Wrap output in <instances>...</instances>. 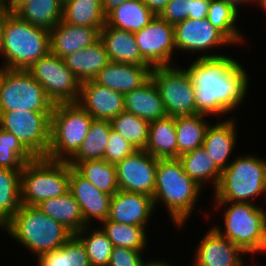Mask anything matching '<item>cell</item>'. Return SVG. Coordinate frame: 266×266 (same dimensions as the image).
<instances>
[{
  "instance_id": "cell-1",
  "label": "cell",
  "mask_w": 266,
  "mask_h": 266,
  "mask_svg": "<svg viewBox=\"0 0 266 266\" xmlns=\"http://www.w3.org/2000/svg\"><path fill=\"white\" fill-rule=\"evenodd\" d=\"M241 64L229 54L220 58L196 57L189 63L186 68L196 89L197 114L222 119L244 104L250 80Z\"/></svg>"
},
{
  "instance_id": "cell-2",
  "label": "cell",
  "mask_w": 266,
  "mask_h": 266,
  "mask_svg": "<svg viewBox=\"0 0 266 266\" xmlns=\"http://www.w3.org/2000/svg\"><path fill=\"white\" fill-rule=\"evenodd\" d=\"M203 190L186 174L178 158L158 159L152 196L155 209L163 203L171 223L180 231L193 215Z\"/></svg>"
},
{
  "instance_id": "cell-3",
  "label": "cell",
  "mask_w": 266,
  "mask_h": 266,
  "mask_svg": "<svg viewBox=\"0 0 266 266\" xmlns=\"http://www.w3.org/2000/svg\"><path fill=\"white\" fill-rule=\"evenodd\" d=\"M18 244L37 258L60 248L73 233L48 217L36 206L22 205L20 210L1 228Z\"/></svg>"
},
{
  "instance_id": "cell-4",
  "label": "cell",
  "mask_w": 266,
  "mask_h": 266,
  "mask_svg": "<svg viewBox=\"0 0 266 266\" xmlns=\"http://www.w3.org/2000/svg\"><path fill=\"white\" fill-rule=\"evenodd\" d=\"M251 154V155H250ZM236 156L222 171L220 182L213 192L214 202L255 203L266 194V159L257 153ZM257 155V156H256Z\"/></svg>"
},
{
  "instance_id": "cell-5",
  "label": "cell",
  "mask_w": 266,
  "mask_h": 266,
  "mask_svg": "<svg viewBox=\"0 0 266 266\" xmlns=\"http://www.w3.org/2000/svg\"><path fill=\"white\" fill-rule=\"evenodd\" d=\"M3 63L10 70H28L50 52L49 31L4 11Z\"/></svg>"
},
{
  "instance_id": "cell-6",
  "label": "cell",
  "mask_w": 266,
  "mask_h": 266,
  "mask_svg": "<svg viewBox=\"0 0 266 266\" xmlns=\"http://www.w3.org/2000/svg\"><path fill=\"white\" fill-rule=\"evenodd\" d=\"M213 203V208L217 212L224 208L222 211L224 228L214 224L213 229L239 247L245 254H248L247 256L253 255L254 257V253L259 251L262 240L263 221L266 216L264 207L254 203Z\"/></svg>"
},
{
  "instance_id": "cell-7",
  "label": "cell",
  "mask_w": 266,
  "mask_h": 266,
  "mask_svg": "<svg viewBox=\"0 0 266 266\" xmlns=\"http://www.w3.org/2000/svg\"><path fill=\"white\" fill-rule=\"evenodd\" d=\"M93 119L77 102L55 104L50 117V144L46 158L67 162L87 136Z\"/></svg>"
},
{
  "instance_id": "cell-8",
  "label": "cell",
  "mask_w": 266,
  "mask_h": 266,
  "mask_svg": "<svg viewBox=\"0 0 266 266\" xmlns=\"http://www.w3.org/2000/svg\"><path fill=\"white\" fill-rule=\"evenodd\" d=\"M70 165L35 157L21 171V204L37 206L44 200L62 196L69 191Z\"/></svg>"
},
{
  "instance_id": "cell-9",
  "label": "cell",
  "mask_w": 266,
  "mask_h": 266,
  "mask_svg": "<svg viewBox=\"0 0 266 266\" xmlns=\"http://www.w3.org/2000/svg\"><path fill=\"white\" fill-rule=\"evenodd\" d=\"M150 78L156 85L167 116L197 114L195 86L186 67L155 66Z\"/></svg>"
},
{
  "instance_id": "cell-10",
  "label": "cell",
  "mask_w": 266,
  "mask_h": 266,
  "mask_svg": "<svg viewBox=\"0 0 266 266\" xmlns=\"http://www.w3.org/2000/svg\"><path fill=\"white\" fill-rule=\"evenodd\" d=\"M54 103L27 70H8L0 86V112H52Z\"/></svg>"
},
{
  "instance_id": "cell-11",
  "label": "cell",
  "mask_w": 266,
  "mask_h": 266,
  "mask_svg": "<svg viewBox=\"0 0 266 266\" xmlns=\"http://www.w3.org/2000/svg\"><path fill=\"white\" fill-rule=\"evenodd\" d=\"M27 71L44 88L54 105L77 102L81 82L68 69L63 58L48 52Z\"/></svg>"
},
{
  "instance_id": "cell-12",
  "label": "cell",
  "mask_w": 266,
  "mask_h": 266,
  "mask_svg": "<svg viewBox=\"0 0 266 266\" xmlns=\"http://www.w3.org/2000/svg\"><path fill=\"white\" fill-rule=\"evenodd\" d=\"M52 112H0V128L12 133L34 157H46Z\"/></svg>"
},
{
  "instance_id": "cell-13",
  "label": "cell",
  "mask_w": 266,
  "mask_h": 266,
  "mask_svg": "<svg viewBox=\"0 0 266 266\" xmlns=\"http://www.w3.org/2000/svg\"><path fill=\"white\" fill-rule=\"evenodd\" d=\"M174 34L176 51L181 52V54H184L183 52L186 54L192 53L193 56L194 53H198V59L226 56L223 55V53H214V50H220L219 48L225 46H234V44L220 30L215 28L207 18L199 20L185 19L174 25Z\"/></svg>"
},
{
  "instance_id": "cell-14",
  "label": "cell",
  "mask_w": 266,
  "mask_h": 266,
  "mask_svg": "<svg viewBox=\"0 0 266 266\" xmlns=\"http://www.w3.org/2000/svg\"><path fill=\"white\" fill-rule=\"evenodd\" d=\"M141 55L153 66H172L175 47L174 25L158 15L144 28L134 32Z\"/></svg>"
},
{
  "instance_id": "cell-15",
  "label": "cell",
  "mask_w": 266,
  "mask_h": 266,
  "mask_svg": "<svg viewBox=\"0 0 266 266\" xmlns=\"http://www.w3.org/2000/svg\"><path fill=\"white\" fill-rule=\"evenodd\" d=\"M158 159L145 150H136L132 155L115 164L119 190L153 196Z\"/></svg>"
},
{
  "instance_id": "cell-16",
  "label": "cell",
  "mask_w": 266,
  "mask_h": 266,
  "mask_svg": "<svg viewBox=\"0 0 266 266\" xmlns=\"http://www.w3.org/2000/svg\"><path fill=\"white\" fill-rule=\"evenodd\" d=\"M196 246L193 266H244L246 263V254L213 227L208 228Z\"/></svg>"
},
{
  "instance_id": "cell-17",
  "label": "cell",
  "mask_w": 266,
  "mask_h": 266,
  "mask_svg": "<svg viewBox=\"0 0 266 266\" xmlns=\"http://www.w3.org/2000/svg\"><path fill=\"white\" fill-rule=\"evenodd\" d=\"M69 191L78 202L87 225L108 218L111 196L98 190L91 182L70 166Z\"/></svg>"
},
{
  "instance_id": "cell-18",
  "label": "cell",
  "mask_w": 266,
  "mask_h": 266,
  "mask_svg": "<svg viewBox=\"0 0 266 266\" xmlns=\"http://www.w3.org/2000/svg\"><path fill=\"white\" fill-rule=\"evenodd\" d=\"M153 212H156L153 198L142 193L118 190L111 197L107 220L121 224L148 227Z\"/></svg>"
},
{
  "instance_id": "cell-19",
  "label": "cell",
  "mask_w": 266,
  "mask_h": 266,
  "mask_svg": "<svg viewBox=\"0 0 266 266\" xmlns=\"http://www.w3.org/2000/svg\"><path fill=\"white\" fill-rule=\"evenodd\" d=\"M77 103L94 119L111 120L124 111V94L93 80L81 82Z\"/></svg>"
},
{
  "instance_id": "cell-20",
  "label": "cell",
  "mask_w": 266,
  "mask_h": 266,
  "mask_svg": "<svg viewBox=\"0 0 266 266\" xmlns=\"http://www.w3.org/2000/svg\"><path fill=\"white\" fill-rule=\"evenodd\" d=\"M218 119L217 123L210 124L206 130L202 146L208 152L215 164L223 171L232 162L230 160L236 148L238 133L235 116Z\"/></svg>"
},
{
  "instance_id": "cell-21",
  "label": "cell",
  "mask_w": 266,
  "mask_h": 266,
  "mask_svg": "<svg viewBox=\"0 0 266 266\" xmlns=\"http://www.w3.org/2000/svg\"><path fill=\"white\" fill-rule=\"evenodd\" d=\"M152 68V65H131L110 61L93 81L125 94L146 83L150 79Z\"/></svg>"
},
{
  "instance_id": "cell-22",
  "label": "cell",
  "mask_w": 266,
  "mask_h": 266,
  "mask_svg": "<svg viewBox=\"0 0 266 266\" xmlns=\"http://www.w3.org/2000/svg\"><path fill=\"white\" fill-rule=\"evenodd\" d=\"M100 39V30L68 24L61 20L49 31L50 52L60 58L93 45Z\"/></svg>"
},
{
  "instance_id": "cell-23",
  "label": "cell",
  "mask_w": 266,
  "mask_h": 266,
  "mask_svg": "<svg viewBox=\"0 0 266 266\" xmlns=\"http://www.w3.org/2000/svg\"><path fill=\"white\" fill-rule=\"evenodd\" d=\"M100 40L111 62L151 65L142 55L133 32L108 26L100 30Z\"/></svg>"
},
{
  "instance_id": "cell-24",
  "label": "cell",
  "mask_w": 266,
  "mask_h": 266,
  "mask_svg": "<svg viewBox=\"0 0 266 266\" xmlns=\"http://www.w3.org/2000/svg\"><path fill=\"white\" fill-rule=\"evenodd\" d=\"M124 110L149 123L167 116L159 91L150 78L141 87L124 94Z\"/></svg>"
},
{
  "instance_id": "cell-25",
  "label": "cell",
  "mask_w": 266,
  "mask_h": 266,
  "mask_svg": "<svg viewBox=\"0 0 266 266\" xmlns=\"http://www.w3.org/2000/svg\"><path fill=\"white\" fill-rule=\"evenodd\" d=\"M63 59L68 69L80 82L93 80L110 62L105 46L100 39L91 46L68 54Z\"/></svg>"
},
{
  "instance_id": "cell-26",
  "label": "cell",
  "mask_w": 266,
  "mask_h": 266,
  "mask_svg": "<svg viewBox=\"0 0 266 266\" xmlns=\"http://www.w3.org/2000/svg\"><path fill=\"white\" fill-rule=\"evenodd\" d=\"M178 159L186 174L200 187L204 189L208 183L207 185H211L213 191L216 190L222 176V170L211 159L203 146L181 154Z\"/></svg>"
},
{
  "instance_id": "cell-27",
  "label": "cell",
  "mask_w": 266,
  "mask_h": 266,
  "mask_svg": "<svg viewBox=\"0 0 266 266\" xmlns=\"http://www.w3.org/2000/svg\"><path fill=\"white\" fill-rule=\"evenodd\" d=\"M144 150L157 159L177 158L175 117L166 116L150 122Z\"/></svg>"
},
{
  "instance_id": "cell-28",
  "label": "cell",
  "mask_w": 266,
  "mask_h": 266,
  "mask_svg": "<svg viewBox=\"0 0 266 266\" xmlns=\"http://www.w3.org/2000/svg\"><path fill=\"white\" fill-rule=\"evenodd\" d=\"M36 207L48 217L64 225L73 234L87 226L79 204L70 191L62 196L44 200Z\"/></svg>"
},
{
  "instance_id": "cell-29",
  "label": "cell",
  "mask_w": 266,
  "mask_h": 266,
  "mask_svg": "<svg viewBox=\"0 0 266 266\" xmlns=\"http://www.w3.org/2000/svg\"><path fill=\"white\" fill-rule=\"evenodd\" d=\"M155 16L142 0H131L111 10L106 15V24L134 33L147 26Z\"/></svg>"
},
{
  "instance_id": "cell-30",
  "label": "cell",
  "mask_w": 266,
  "mask_h": 266,
  "mask_svg": "<svg viewBox=\"0 0 266 266\" xmlns=\"http://www.w3.org/2000/svg\"><path fill=\"white\" fill-rule=\"evenodd\" d=\"M110 129L111 124L109 120L93 119L87 136L81 143L77 152L67 163L71 167H75L79 162L103 159Z\"/></svg>"
},
{
  "instance_id": "cell-31",
  "label": "cell",
  "mask_w": 266,
  "mask_h": 266,
  "mask_svg": "<svg viewBox=\"0 0 266 266\" xmlns=\"http://www.w3.org/2000/svg\"><path fill=\"white\" fill-rule=\"evenodd\" d=\"M208 118L210 116L204 114L175 117L177 158L202 146L206 130L210 125Z\"/></svg>"
},
{
  "instance_id": "cell-32",
  "label": "cell",
  "mask_w": 266,
  "mask_h": 266,
  "mask_svg": "<svg viewBox=\"0 0 266 266\" xmlns=\"http://www.w3.org/2000/svg\"><path fill=\"white\" fill-rule=\"evenodd\" d=\"M14 13L32 25L50 31L62 20L63 3L60 0H31Z\"/></svg>"
},
{
  "instance_id": "cell-33",
  "label": "cell",
  "mask_w": 266,
  "mask_h": 266,
  "mask_svg": "<svg viewBox=\"0 0 266 266\" xmlns=\"http://www.w3.org/2000/svg\"><path fill=\"white\" fill-rule=\"evenodd\" d=\"M62 20L68 24L101 30L106 24L102 0H68L63 4Z\"/></svg>"
},
{
  "instance_id": "cell-34",
  "label": "cell",
  "mask_w": 266,
  "mask_h": 266,
  "mask_svg": "<svg viewBox=\"0 0 266 266\" xmlns=\"http://www.w3.org/2000/svg\"><path fill=\"white\" fill-rule=\"evenodd\" d=\"M239 12L232 4L223 0H210L207 14L208 21L220 30L235 45L234 47L243 46L245 42L244 32L237 24L239 22L237 20H240Z\"/></svg>"
},
{
  "instance_id": "cell-35",
  "label": "cell",
  "mask_w": 266,
  "mask_h": 266,
  "mask_svg": "<svg viewBox=\"0 0 266 266\" xmlns=\"http://www.w3.org/2000/svg\"><path fill=\"white\" fill-rule=\"evenodd\" d=\"M21 171L0 168V230L22 206Z\"/></svg>"
},
{
  "instance_id": "cell-36",
  "label": "cell",
  "mask_w": 266,
  "mask_h": 266,
  "mask_svg": "<svg viewBox=\"0 0 266 266\" xmlns=\"http://www.w3.org/2000/svg\"><path fill=\"white\" fill-rule=\"evenodd\" d=\"M37 266H91L81 240L73 234L60 248L35 258Z\"/></svg>"
},
{
  "instance_id": "cell-37",
  "label": "cell",
  "mask_w": 266,
  "mask_h": 266,
  "mask_svg": "<svg viewBox=\"0 0 266 266\" xmlns=\"http://www.w3.org/2000/svg\"><path fill=\"white\" fill-rule=\"evenodd\" d=\"M99 224L113 246L145 251L146 254V248H149L147 227L121 224L107 219Z\"/></svg>"
},
{
  "instance_id": "cell-38",
  "label": "cell",
  "mask_w": 266,
  "mask_h": 266,
  "mask_svg": "<svg viewBox=\"0 0 266 266\" xmlns=\"http://www.w3.org/2000/svg\"><path fill=\"white\" fill-rule=\"evenodd\" d=\"M74 168L98 190L111 197L118 192L115 164H111L104 159L88 160L79 162Z\"/></svg>"
},
{
  "instance_id": "cell-39",
  "label": "cell",
  "mask_w": 266,
  "mask_h": 266,
  "mask_svg": "<svg viewBox=\"0 0 266 266\" xmlns=\"http://www.w3.org/2000/svg\"><path fill=\"white\" fill-rule=\"evenodd\" d=\"M75 235L84 244L91 266H108L114 246L99 225H87Z\"/></svg>"
},
{
  "instance_id": "cell-40",
  "label": "cell",
  "mask_w": 266,
  "mask_h": 266,
  "mask_svg": "<svg viewBox=\"0 0 266 266\" xmlns=\"http://www.w3.org/2000/svg\"><path fill=\"white\" fill-rule=\"evenodd\" d=\"M111 128L130 142L137 150H144L148 142L149 122L123 111L110 120Z\"/></svg>"
},
{
  "instance_id": "cell-41",
  "label": "cell",
  "mask_w": 266,
  "mask_h": 266,
  "mask_svg": "<svg viewBox=\"0 0 266 266\" xmlns=\"http://www.w3.org/2000/svg\"><path fill=\"white\" fill-rule=\"evenodd\" d=\"M34 158L12 133L0 128V168L22 170Z\"/></svg>"
},
{
  "instance_id": "cell-42",
  "label": "cell",
  "mask_w": 266,
  "mask_h": 266,
  "mask_svg": "<svg viewBox=\"0 0 266 266\" xmlns=\"http://www.w3.org/2000/svg\"><path fill=\"white\" fill-rule=\"evenodd\" d=\"M136 150L130 142L111 128L103 159L111 164H116L132 155Z\"/></svg>"
},
{
  "instance_id": "cell-43",
  "label": "cell",
  "mask_w": 266,
  "mask_h": 266,
  "mask_svg": "<svg viewBox=\"0 0 266 266\" xmlns=\"http://www.w3.org/2000/svg\"><path fill=\"white\" fill-rule=\"evenodd\" d=\"M192 13V0H170L158 15L166 22L175 25L188 19Z\"/></svg>"
},
{
  "instance_id": "cell-44",
  "label": "cell",
  "mask_w": 266,
  "mask_h": 266,
  "mask_svg": "<svg viewBox=\"0 0 266 266\" xmlns=\"http://www.w3.org/2000/svg\"><path fill=\"white\" fill-rule=\"evenodd\" d=\"M144 251L114 246L108 266H144Z\"/></svg>"
},
{
  "instance_id": "cell-45",
  "label": "cell",
  "mask_w": 266,
  "mask_h": 266,
  "mask_svg": "<svg viewBox=\"0 0 266 266\" xmlns=\"http://www.w3.org/2000/svg\"><path fill=\"white\" fill-rule=\"evenodd\" d=\"M209 5L210 0H192V13L188 18L195 20L207 18Z\"/></svg>"
},
{
  "instance_id": "cell-46",
  "label": "cell",
  "mask_w": 266,
  "mask_h": 266,
  "mask_svg": "<svg viewBox=\"0 0 266 266\" xmlns=\"http://www.w3.org/2000/svg\"><path fill=\"white\" fill-rule=\"evenodd\" d=\"M144 4L155 14L159 15L170 0H142Z\"/></svg>"
},
{
  "instance_id": "cell-47",
  "label": "cell",
  "mask_w": 266,
  "mask_h": 266,
  "mask_svg": "<svg viewBox=\"0 0 266 266\" xmlns=\"http://www.w3.org/2000/svg\"><path fill=\"white\" fill-rule=\"evenodd\" d=\"M31 0H5L0 8L7 12H15L21 5Z\"/></svg>"
},
{
  "instance_id": "cell-48",
  "label": "cell",
  "mask_w": 266,
  "mask_h": 266,
  "mask_svg": "<svg viewBox=\"0 0 266 266\" xmlns=\"http://www.w3.org/2000/svg\"><path fill=\"white\" fill-rule=\"evenodd\" d=\"M126 1L131 0H102V8L105 15H107L111 10L122 5Z\"/></svg>"
},
{
  "instance_id": "cell-49",
  "label": "cell",
  "mask_w": 266,
  "mask_h": 266,
  "mask_svg": "<svg viewBox=\"0 0 266 266\" xmlns=\"http://www.w3.org/2000/svg\"><path fill=\"white\" fill-rule=\"evenodd\" d=\"M223 1L232 4L238 11H241L240 10L241 6L246 5L248 7L249 4H254L256 0H223Z\"/></svg>"
},
{
  "instance_id": "cell-50",
  "label": "cell",
  "mask_w": 266,
  "mask_h": 266,
  "mask_svg": "<svg viewBox=\"0 0 266 266\" xmlns=\"http://www.w3.org/2000/svg\"><path fill=\"white\" fill-rule=\"evenodd\" d=\"M3 27H4V10L0 8V57H2L3 53Z\"/></svg>"
},
{
  "instance_id": "cell-51",
  "label": "cell",
  "mask_w": 266,
  "mask_h": 266,
  "mask_svg": "<svg viewBox=\"0 0 266 266\" xmlns=\"http://www.w3.org/2000/svg\"><path fill=\"white\" fill-rule=\"evenodd\" d=\"M164 259H154V260H146L145 262V265L144 266H174V265H171L167 260L164 261Z\"/></svg>"
},
{
  "instance_id": "cell-52",
  "label": "cell",
  "mask_w": 266,
  "mask_h": 266,
  "mask_svg": "<svg viewBox=\"0 0 266 266\" xmlns=\"http://www.w3.org/2000/svg\"><path fill=\"white\" fill-rule=\"evenodd\" d=\"M259 254L260 253H266V216L263 221V231H262V240L259 247Z\"/></svg>"
},
{
  "instance_id": "cell-53",
  "label": "cell",
  "mask_w": 266,
  "mask_h": 266,
  "mask_svg": "<svg viewBox=\"0 0 266 266\" xmlns=\"http://www.w3.org/2000/svg\"><path fill=\"white\" fill-rule=\"evenodd\" d=\"M8 70H9V68L3 62H1V65H0V86H1L3 78H4V76Z\"/></svg>"
},
{
  "instance_id": "cell-54",
  "label": "cell",
  "mask_w": 266,
  "mask_h": 266,
  "mask_svg": "<svg viewBox=\"0 0 266 266\" xmlns=\"http://www.w3.org/2000/svg\"><path fill=\"white\" fill-rule=\"evenodd\" d=\"M255 3L262 8L261 10H263L264 13L266 12V0H256Z\"/></svg>"
},
{
  "instance_id": "cell-55",
  "label": "cell",
  "mask_w": 266,
  "mask_h": 266,
  "mask_svg": "<svg viewBox=\"0 0 266 266\" xmlns=\"http://www.w3.org/2000/svg\"><path fill=\"white\" fill-rule=\"evenodd\" d=\"M5 0H0V6L4 3Z\"/></svg>"
},
{
  "instance_id": "cell-56",
  "label": "cell",
  "mask_w": 266,
  "mask_h": 266,
  "mask_svg": "<svg viewBox=\"0 0 266 266\" xmlns=\"http://www.w3.org/2000/svg\"><path fill=\"white\" fill-rule=\"evenodd\" d=\"M63 4L66 2V1H68V0H60Z\"/></svg>"
}]
</instances>
